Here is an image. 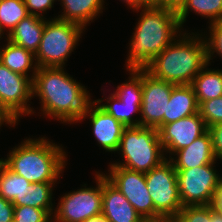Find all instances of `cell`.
I'll return each instance as SVG.
<instances>
[{"label": "cell", "instance_id": "22", "mask_svg": "<svg viewBox=\"0 0 222 222\" xmlns=\"http://www.w3.org/2000/svg\"><path fill=\"white\" fill-rule=\"evenodd\" d=\"M206 65L193 79L191 86L198 104L222 96V69H208Z\"/></svg>", "mask_w": 222, "mask_h": 222}, {"label": "cell", "instance_id": "34", "mask_svg": "<svg viewBox=\"0 0 222 222\" xmlns=\"http://www.w3.org/2000/svg\"><path fill=\"white\" fill-rule=\"evenodd\" d=\"M211 206L215 212L222 215V175L218 183V187L214 192V197Z\"/></svg>", "mask_w": 222, "mask_h": 222}, {"label": "cell", "instance_id": "25", "mask_svg": "<svg viewBox=\"0 0 222 222\" xmlns=\"http://www.w3.org/2000/svg\"><path fill=\"white\" fill-rule=\"evenodd\" d=\"M31 184L26 178L10 170L0 159V196L7 201H22V193Z\"/></svg>", "mask_w": 222, "mask_h": 222}, {"label": "cell", "instance_id": "24", "mask_svg": "<svg viewBox=\"0 0 222 222\" xmlns=\"http://www.w3.org/2000/svg\"><path fill=\"white\" fill-rule=\"evenodd\" d=\"M190 11H194L198 16L209 18V24L222 21V0H187L177 12L181 28H184V23Z\"/></svg>", "mask_w": 222, "mask_h": 222}, {"label": "cell", "instance_id": "1", "mask_svg": "<svg viewBox=\"0 0 222 222\" xmlns=\"http://www.w3.org/2000/svg\"><path fill=\"white\" fill-rule=\"evenodd\" d=\"M64 69L38 67L33 79V97H39L43 117L71 125L79 123L92 99L87 88Z\"/></svg>", "mask_w": 222, "mask_h": 222}, {"label": "cell", "instance_id": "31", "mask_svg": "<svg viewBox=\"0 0 222 222\" xmlns=\"http://www.w3.org/2000/svg\"><path fill=\"white\" fill-rule=\"evenodd\" d=\"M29 15L44 17V12L47 13L49 9L53 8L56 0H24Z\"/></svg>", "mask_w": 222, "mask_h": 222}, {"label": "cell", "instance_id": "13", "mask_svg": "<svg viewBox=\"0 0 222 222\" xmlns=\"http://www.w3.org/2000/svg\"><path fill=\"white\" fill-rule=\"evenodd\" d=\"M33 80L28 76L15 73L0 63V102L17 120L24 115L35 113L31 104Z\"/></svg>", "mask_w": 222, "mask_h": 222}, {"label": "cell", "instance_id": "12", "mask_svg": "<svg viewBox=\"0 0 222 222\" xmlns=\"http://www.w3.org/2000/svg\"><path fill=\"white\" fill-rule=\"evenodd\" d=\"M175 84L157 79L142 68V104L140 125L159 130Z\"/></svg>", "mask_w": 222, "mask_h": 222}, {"label": "cell", "instance_id": "21", "mask_svg": "<svg viewBox=\"0 0 222 222\" xmlns=\"http://www.w3.org/2000/svg\"><path fill=\"white\" fill-rule=\"evenodd\" d=\"M5 39L7 43L0 48V63L11 71L28 76L33 80L38 69L35 54L10 42L7 37ZM31 71L32 74H29Z\"/></svg>", "mask_w": 222, "mask_h": 222}, {"label": "cell", "instance_id": "28", "mask_svg": "<svg viewBox=\"0 0 222 222\" xmlns=\"http://www.w3.org/2000/svg\"><path fill=\"white\" fill-rule=\"evenodd\" d=\"M173 219L176 222H212V206H183Z\"/></svg>", "mask_w": 222, "mask_h": 222}, {"label": "cell", "instance_id": "29", "mask_svg": "<svg viewBox=\"0 0 222 222\" xmlns=\"http://www.w3.org/2000/svg\"><path fill=\"white\" fill-rule=\"evenodd\" d=\"M209 36L203 35L207 48V58L209 65L210 60H213V55L216 53L222 58V21H217L209 24Z\"/></svg>", "mask_w": 222, "mask_h": 222}, {"label": "cell", "instance_id": "10", "mask_svg": "<svg viewBox=\"0 0 222 222\" xmlns=\"http://www.w3.org/2000/svg\"><path fill=\"white\" fill-rule=\"evenodd\" d=\"M214 164L175 169L182 206L211 205L221 179Z\"/></svg>", "mask_w": 222, "mask_h": 222}, {"label": "cell", "instance_id": "43", "mask_svg": "<svg viewBox=\"0 0 222 222\" xmlns=\"http://www.w3.org/2000/svg\"><path fill=\"white\" fill-rule=\"evenodd\" d=\"M164 222H176L174 219H164Z\"/></svg>", "mask_w": 222, "mask_h": 222}, {"label": "cell", "instance_id": "11", "mask_svg": "<svg viewBox=\"0 0 222 222\" xmlns=\"http://www.w3.org/2000/svg\"><path fill=\"white\" fill-rule=\"evenodd\" d=\"M105 177L126 197L146 222H159L164 218L154 209L146 187L145 173L131 171L120 166H109Z\"/></svg>", "mask_w": 222, "mask_h": 222}, {"label": "cell", "instance_id": "2", "mask_svg": "<svg viewBox=\"0 0 222 222\" xmlns=\"http://www.w3.org/2000/svg\"><path fill=\"white\" fill-rule=\"evenodd\" d=\"M139 10L140 17L129 42L126 69L145 68L183 32L175 11L150 6Z\"/></svg>", "mask_w": 222, "mask_h": 222}, {"label": "cell", "instance_id": "23", "mask_svg": "<svg viewBox=\"0 0 222 222\" xmlns=\"http://www.w3.org/2000/svg\"><path fill=\"white\" fill-rule=\"evenodd\" d=\"M55 184L56 182L31 183L22 193V201H12V203L14 206L55 209V204L52 202Z\"/></svg>", "mask_w": 222, "mask_h": 222}, {"label": "cell", "instance_id": "20", "mask_svg": "<svg viewBox=\"0 0 222 222\" xmlns=\"http://www.w3.org/2000/svg\"><path fill=\"white\" fill-rule=\"evenodd\" d=\"M63 12L56 18L79 24L84 29L101 13L104 0H60ZM91 21V22H90Z\"/></svg>", "mask_w": 222, "mask_h": 222}, {"label": "cell", "instance_id": "40", "mask_svg": "<svg viewBox=\"0 0 222 222\" xmlns=\"http://www.w3.org/2000/svg\"><path fill=\"white\" fill-rule=\"evenodd\" d=\"M19 121H17L16 119H0V127L2 126V124H7L12 127L16 126L15 124L17 123L18 124Z\"/></svg>", "mask_w": 222, "mask_h": 222}, {"label": "cell", "instance_id": "4", "mask_svg": "<svg viewBox=\"0 0 222 222\" xmlns=\"http://www.w3.org/2000/svg\"><path fill=\"white\" fill-rule=\"evenodd\" d=\"M46 138L23 140L2 158L3 163L31 183L57 182L66 168L67 154L62 145Z\"/></svg>", "mask_w": 222, "mask_h": 222}, {"label": "cell", "instance_id": "15", "mask_svg": "<svg viewBox=\"0 0 222 222\" xmlns=\"http://www.w3.org/2000/svg\"><path fill=\"white\" fill-rule=\"evenodd\" d=\"M87 117L90 118L92 132L98 146L107 152L116 153L125 126L100 108L94 100L87 105L79 121Z\"/></svg>", "mask_w": 222, "mask_h": 222}, {"label": "cell", "instance_id": "14", "mask_svg": "<svg viewBox=\"0 0 222 222\" xmlns=\"http://www.w3.org/2000/svg\"><path fill=\"white\" fill-rule=\"evenodd\" d=\"M207 130L208 128L199 112L180 120L164 124L158 130V133L165 157L166 154L169 153V159L176 151L189 146Z\"/></svg>", "mask_w": 222, "mask_h": 222}, {"label": "cell", "instance_id": "30", "mask_svg": "<svg viewBox=\"0 0 222 222\" xmlns=\"http://www.w3.org/2000/svg\"><path fill=\"white\" fill-rule=\"evenodd\" d=\"M199 114L206 127L222 122V96L199 104Z\"/></svg>", "mask_w": 222, "mask_h": 222}, {"label": "cell", "instance_id": "6", "mask_svg": "<svg viewBox=\"0 0 222 222\" xmlns=\"http://www.w3.org/2000/svg\"><path fill=\"white\" fill-rule=\"evenodd\" d=\"M83 31L79 24L61 21L56 18L47 19L42 39L35 53L38 67L64 68L70 54L74 52Z\"/></svg>", "mask_w": 222, "mask_h": 222}, {"label": "cell", "instance_id": "3", "mask_svg": "<svg viewBox=\"0 0 222 222\" xmlns=\"http://www.w3.org/2000/svg\"><path fill=\"white\" fill-rule=\"evenodd\" d=\"M208 64L202 33H188L183 29V32L144 69L157 79L175 85H191L193 79Z\"/></svg>", "mask_w": 222, "mask_h": 222}, {"label": "cell", "instance_id": "26", "mask_svg": "<svg viewBox=\"0 0 222 222\" xmlns=\"http://www.w3.org/2000/svg\"><path fill=\"white\" fill-rule=\"evenodd\" d=\"M28 15L24 0H0V26L7 32L6 37Z\"/></svg>", "mask_w": 222, "mask_h": 222}, {"label": "cell", "instance_id": "41", "mask_svg": "<svg viewBox=\"0 0 222 222\" xmlns=\"http://www.w3.org/2000/svg\"><path fill=\"white\" fill-rule=\"evenodd\" d=\"M212 222H222V215L215 212L212 208Z\"/></svg>", "mask_w": 222, "mask_h": 222}, {"label": "cell", "instance_id": "9", "mask_svg": "<svg viewBox=\"0 0 222 222\" xmlns=\"http://www.w3.org/2000/svg\"><path fill=\"white\" fill-rule=\"evenodd\" d=\"M129 72V80L118 85L106 97L107 103L103 99L94 100L106 113L112 115L125 127L139 126L140 118H133V113H139L142 104V68L126 69Z\"/></svg>", "mask_w": 222, "mask_h": 222}, {"label": "cell", "instance_id": "5", "mask_svg": "<svg viewBox=\"0 0 222 222\" xmlns=\"http://www.w3.org/2000/svg\"><path fill=\"white\" fill-rule=\"evenodd\" d=\"M124 159L109 163L108 166H120L137 172H149L158 166L165 157L163 147L156 128L144 126L125 127L118 150Z\"/></svg>", "mask_w": 222, "mask_h": 222}, {"label": "cell", "instance_id": "19", "mask_svg": "<svg viewBox=\"0 0 222 222\" xmlns=\"http://www.w3.org/2000/svg\"><path fill=\"white\" fill-rule=\"evenodd\" d=\"M199 112L197 97L191 85H175L164 114V124Z\"/></svg>", "mask_w": 222, "mask_h": 222}, {"label": "cell", "instance_id": "32", "mask_svg": "<svg viewBox=\"0 0 222 222\" xmlns=\"http://www.w3.org/2000/svg\"><path fill=\"white\" fill-rule=\"evenodd\" d=\"M212 138V149L216 160L222 161V122L208 127Z\"/></svg>", "mask_w": 222, "mask_h": 222}, {"label": "cell", "instance_id": "7", "mask_svg": "<svg viewBox=\"0 0 222 222\" xmlns=\"http://www.w3.org/2000/svg\"><path fill=\"white\" fill-rule=\"evenodd\" d=\"M145 181L154 209L164 219H173L183 206L179 196L177 173L172 162L166 158L146 172Z\"/></svg>", "mask_w": 222, "mask_h": 222}, {"label": "cell", "instance_id": "33", "mask_svg": "<svg viewBox=\"0 0 222 222\" xmlns=\"http://www.w3.org/2000/svg\"><path fill=\"white\" fill-rule=\"evenodd\" d=\"M14 205L0 196V222H13Z\"/></svg>", "mask_w": 222, "mask_h": 222}, {"label": "cell", "instance_id": "18", "mask_svg": "<svg viewBox=\"0 0 222 222\" xmlns=\"http://www.w3.org/2000/svg\"><path fill=\"white\" fill-rule=\"evenodd\" d=\"M45 19L28 15L7 34V40L35 54L42 39Z\"/></svg>", "mask_w": 222, "mask_h": 222}, {"label": "cell", "instance_id": "27", "mask_svg": "<svg viewBox=\"0 0 222 222\" xmlns=\"http://www.w3.org/2000/svg\"><path fill=\"white\" fill-rule=\"evenodd\" d=\"M55 209L14 206L13 222H53Z\"/></svg>", "mask_w": 222, "mask_h": 222}, {"label": "cell", "instance_id": "8", "mask_svg": "<svg viewBox=\"0 0 222 222\" xmlns=\"http://www.w3.org/2000/svg\"><path fill=\"white\" fill-rule=\"evenodd\" d=\"M94 178L96 187H86L84 184L80 189L61 196L53 222H84L102 214V173L96 172Z\"/></svg>", "mask_w": 222, "mask_h": 222}, {"label": "cell", "instance_id": "37", "mask_svg": "<svg viewBox=\"0 0 222 222\" xmlns=\"http://www.w3.org/2000/svg\"><path fill=\"white\" fill-rule=\"evenodd\" d=\"M164 1L165 0H142V4L150 7H163Z\"/></svg>", "mask_w": 222, "mask_h": 222}, {"label": "cell", "instance_id": "36", "mask_svg": "<svg viewBox=\"0 0 222 222\" xmlns=\"http://www.w3.org/2000/svg\"><path fill=\"white\" fill-rule=\"evenodd\" d=\"M122 1V0H121ZM123 2L126 3V5L128 7H130V9H132L133 11L135 10L136 12H139L140 8L145 7L142 4V0H123Z\"/></svg>", "mask_w": 222, "mask_h": 222}, {"label": "cell", "instance_id": "39", "mask_svg": "<svg viewBox=\"0 0 222 222\" xmlns=\"http://www.w3.org/2000/svg\"><path fill=\"white\" fill-rule=\"evenodd\" d=\"M84 222H109L102 214L86 219Z\"/></svg>", "mask_w": 222, "mask_h": 222}, {"label": "cell", "instance_id": "17", "mask_svg": "<svg viewBox=\"0 0 222 222\" xmlns=\"http://www.w3.org/2000/svg\"><path fill=\"white\" fill-rule=\"evenodd\" d=\"M169 160L175 169H189L196 166L216 163L210 132L207 130L189 146L176 151Z\"/></svg>", "mask_w": 222, "mask_h": 222}, {"label": "cell", "instance_id": "42", "mask_svg": "<svg viewBox=\"0 0 222 222\" xmlns=\"http://www.w3.org/2000/svg\"><path fill=\"white\" fill-rule=\"evenodd\" d=\"M3 34H5V32L0 26V40L3 39V37H2Z\"/></svg>", "mask_w": 222, "mask_h": 222}, {"label": "cell", "instance_id": "35", "mask_svg": "<svg viewBox=\"0 0 222 222\" xmlns=\"http://www.w3.org/2000/svg\"><path fill=\"white\" fill-rule=\"evenodd\" d=\"M187 0H165L163 7L173 10L176 13L183 7Z\"/></svg>", "mask_w": 222, "mask_h": 222}, {"label": "cell", "instance_id": "16", "mask_svg": "<svg viewBox=\"0 0 222 222\" xmlns=\"http://www.w3.org/2000/svg\"><path fill=\"white\" fill-rule=\"evenodd\" d=\"M102 215L109 222H146L102 173Z\"/></svg>", "mask_w": 222, "mask_h": 222}, {"label": "cell", "instance_id": "38", "mask_svg": "<svg viewBox=\"0 0 222 222\" xmlns=\"http://www.w3.org/2000/svg\"><path fill=\"white\" fill-rule=\"evenodd\" d=\"M0 119H15L0 102Z\"/></svg>", "mask_w": 222, "mask_h": 222}]
</instances>
